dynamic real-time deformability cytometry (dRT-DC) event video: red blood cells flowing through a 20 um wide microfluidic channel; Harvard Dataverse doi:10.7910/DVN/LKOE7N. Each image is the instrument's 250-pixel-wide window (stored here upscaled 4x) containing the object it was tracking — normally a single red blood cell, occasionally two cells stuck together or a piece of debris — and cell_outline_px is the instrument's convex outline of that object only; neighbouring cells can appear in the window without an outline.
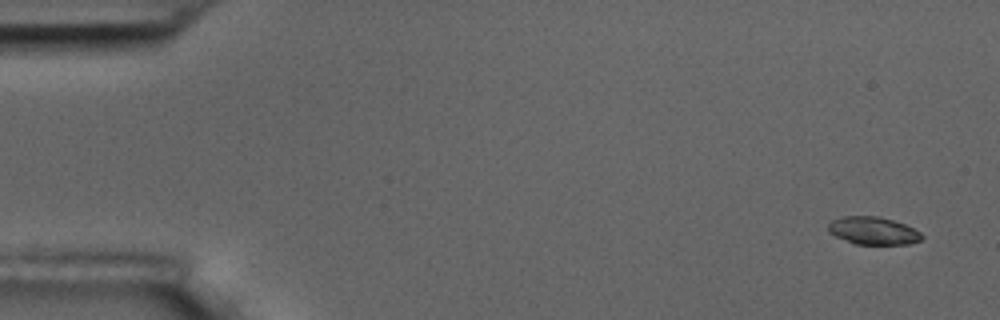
{"species": "common noctule bat (a hibernating species)", "species_latin": "Nyctalus noctula", "temperature_condition": "room temperature", "stored_images_in_passage": 5, "camera_frame_rate_fps": 3000, "um_per_image_px": 0.085, "animal": {"sex": "male", "body_mass_g": 17.5, "forearm_length_mm": 52.3}, "frame": {"image": 1, "passage_image": 1, "time_ms": 0.0, "image_size_px": [1000, 320], "cell_outline_px": [[924, 236], [920, 240], [908, 244], [856, 244], [836, 236], [828, 232], [828, 224], [832, 220], [844, 216], [876, 216], [892, 220], [904, 224], [920, 232]], "centroid_in_image_um": [74.21, 19.61], "position_along_channel_um": 10.8, "area_um2": 14.91}}
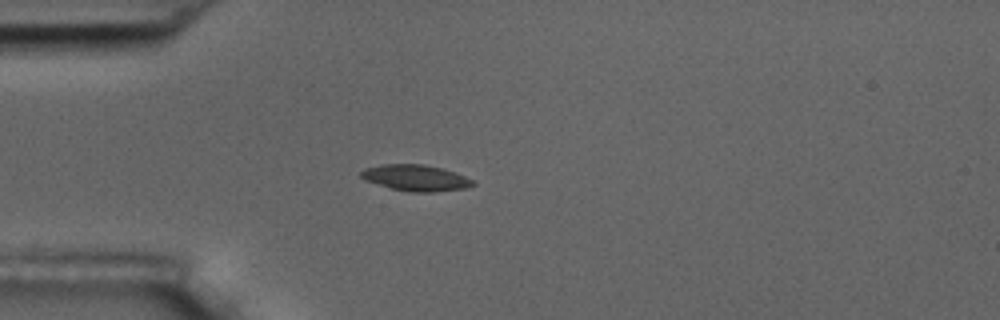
{"frame": {"image": 2, "passage_image": 4, "time_ms": 4.333, "image_size_px": [1000, 320], "cell_outline_px": [[476, 184], [464, 188], [432, 192], [408, 192], [392, 188], [364, 180], [360, 176], [360, 172], [364, 168], [380, 164], [424, 164], [444, 168], [456, 172], [472, 180]], "centroid_in_image_um": [35.31, 15.1], "position_along_channel_um": 49.7, "area_um2": 17.11}}